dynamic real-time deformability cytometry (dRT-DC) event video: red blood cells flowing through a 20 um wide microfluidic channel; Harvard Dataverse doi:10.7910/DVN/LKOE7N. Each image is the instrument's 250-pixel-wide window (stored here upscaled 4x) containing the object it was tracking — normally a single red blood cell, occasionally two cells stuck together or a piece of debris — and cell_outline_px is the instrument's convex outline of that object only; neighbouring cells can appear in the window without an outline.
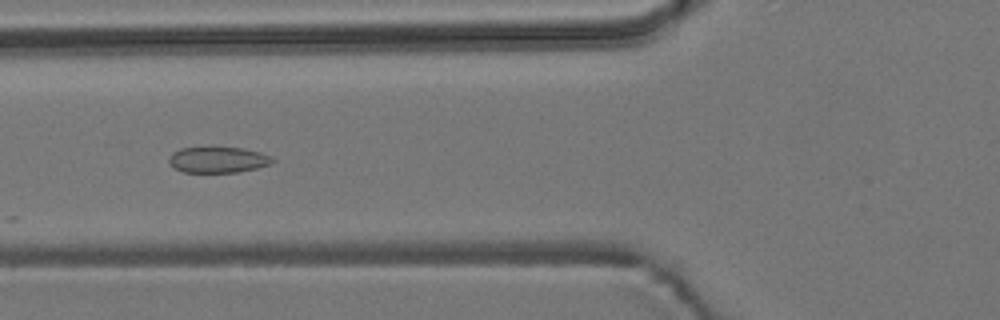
{"species": "common noctule bat (a hibernating species)", "species_latin": "Nyctalus noctula", "temperature_condition": "room temperature", "stored_images_in_passage": 19, "camera_frame_rate_fps": 3000, "um_per_image_px": 0.085, "animal": {"sex": "male", "body_mass_g": 19.2, "forearm_length_mm": 51.8}, "frame": {"image": 1, "passage_image": 6, "time_ms": 1.667, "image_size_px": [1000, 320], "cell_outline_px": [[276, 160], [272, 164], [240, 172], [184, 172], [176, 168], [168, 160], [168, 156], [172, 152], [180, 148], [240, 148], [260, 152], [272, 156]], "centroid_in_image_um": [18.56, 13.58], "position_along_channel_um": 107.2, "area_um2": 15.55}}
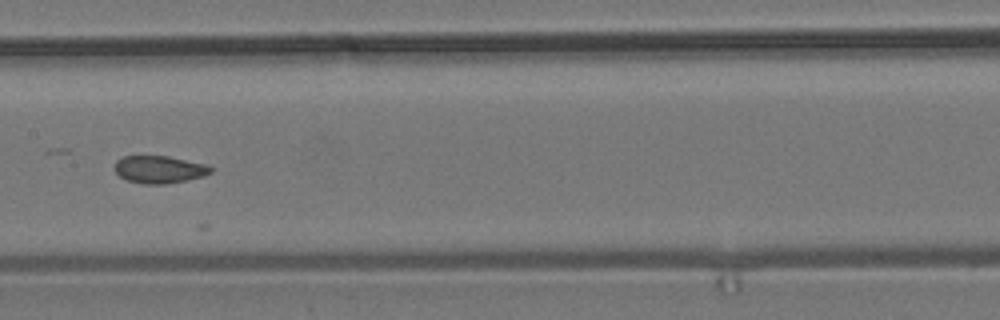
{"frame": {"image": 2, "passage_image": 13, "time_ms": 4.0, "image_size_px": [1000, 320], "cell_outline_px": [[216, 168], [212, 172], [204, 176], [164, 184], [144, 184], [128, 180], [120, 176], [112, 168], [116, 160], [124, 156], [168, 156], [208, 164]], "centroid_in_image_um": [13.57, 14.39], "position_along_channel_um": 193.8, "area_um2": 15.55}}
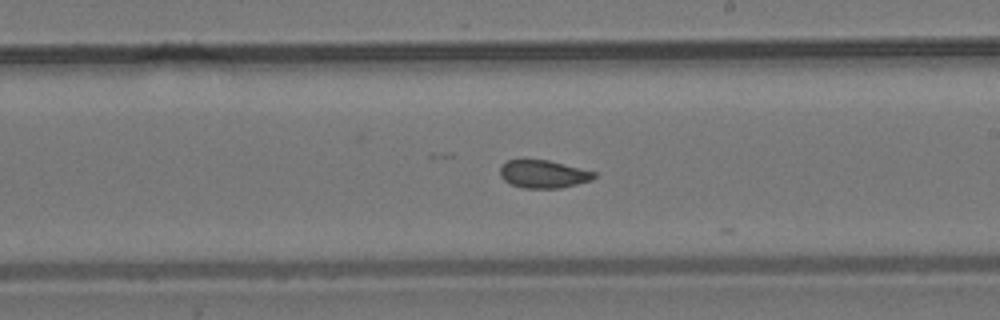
{"frame": {"image": 3, "passage_image": 17, "time_ms": 5.333, "image_size_px": [1000, 320], "cell_outline_px": [[596, 176], [592, 180], [560, 188], [520, 188], [504, 180], [500, 176], [500, 164], [508, 160], [548, 160], [596, 172]], "centroid_in_image_um": [46.17, 14.8], "position_along_channel_um": 242.8, "area_um2": 15.26}}